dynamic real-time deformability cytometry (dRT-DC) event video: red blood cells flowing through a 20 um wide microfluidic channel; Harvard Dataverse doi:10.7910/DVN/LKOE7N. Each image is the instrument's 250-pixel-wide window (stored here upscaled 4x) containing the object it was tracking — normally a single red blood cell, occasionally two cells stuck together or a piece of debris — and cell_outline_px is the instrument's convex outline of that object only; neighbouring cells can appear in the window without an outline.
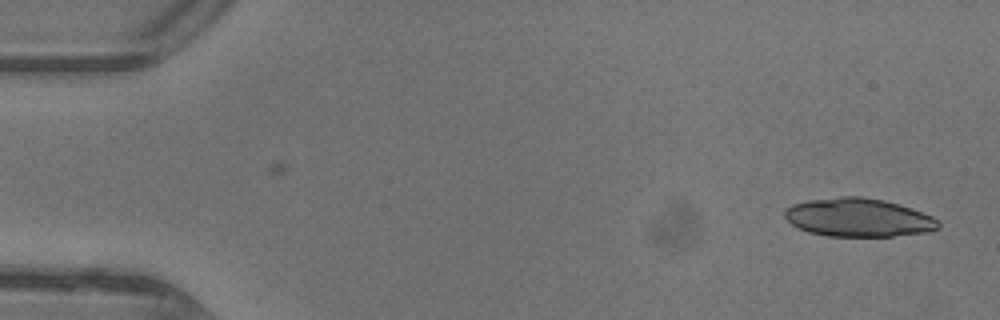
{"species": "common noctule bat (a hibernating species)", "species_latin": "Nyctalus noctula", "temperature_condition": "warm", "stored_images_in_passage": 45, "camera_frame_rate_fps": 3000, "um_per_image_px": 0.085, "animal": {"sex": "female"}, "frame": {"image": 1, "passage_image": 1, "time_ms": 0.0, "image_size_px": [1000, 320], "cell_outline_px": [[940, 228], [928, 232], [892, 236], [828, 236], [808, 232], [792, 224], [784, 216], [784, 212], [792, 204], [808, 200], [840, 196], [864, 196], [884, 200], [932, 216], [940, 220]], "centroid_in_image_um": [72.97, 18.49], "position_along_channel_um": 12.0, "area_um2": 34.33}}